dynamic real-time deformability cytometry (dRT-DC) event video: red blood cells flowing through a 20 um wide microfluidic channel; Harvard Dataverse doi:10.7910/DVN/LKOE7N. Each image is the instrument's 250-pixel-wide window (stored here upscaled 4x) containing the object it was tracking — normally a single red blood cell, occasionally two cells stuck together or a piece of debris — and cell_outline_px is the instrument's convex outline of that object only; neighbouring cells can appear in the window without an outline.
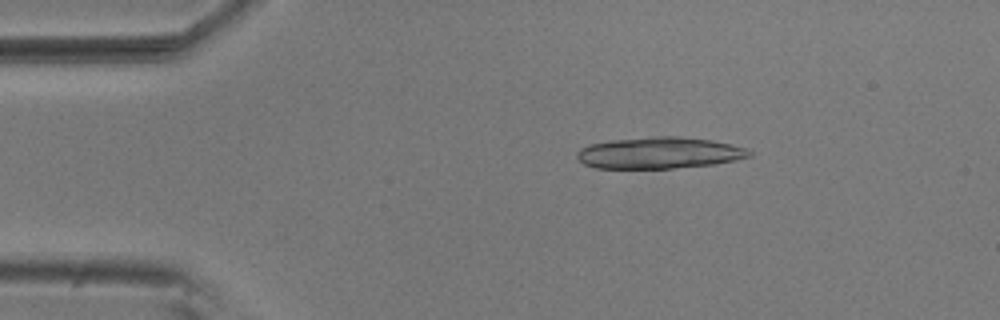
{"species": "common noctule bat (a hibernating species)", "species_latin": "Nyctalus noctula", "temperature_condition": "room temperature", "stored_images_in_passage": 5, "camera_frame_rate_fps": 3000, "um_per_image_px": 0.085, "animal": {"sex": "male", "body_mass_g": 20.5, "forearm_length_mm": 52.5}, "frame": {"image": 1, "passage_image": 2, "time_ms": 0.333, "image_size_px": [1000, 320], "cell_outline_px": [[752, 156], [736, 160], [712, 164], [672, 168], [596, 168], [584, 164], [576, 156], [576, 152], [580, 148], [588, 144], [612, 140], [652, 136], [680, 136], [712, 140], [732, 144], [744, 148], [752, 152]], "centroid_in_image_um": [56.03, 12.98], "position_along_channel_um": 29.0, "area_um2": 31.67}}